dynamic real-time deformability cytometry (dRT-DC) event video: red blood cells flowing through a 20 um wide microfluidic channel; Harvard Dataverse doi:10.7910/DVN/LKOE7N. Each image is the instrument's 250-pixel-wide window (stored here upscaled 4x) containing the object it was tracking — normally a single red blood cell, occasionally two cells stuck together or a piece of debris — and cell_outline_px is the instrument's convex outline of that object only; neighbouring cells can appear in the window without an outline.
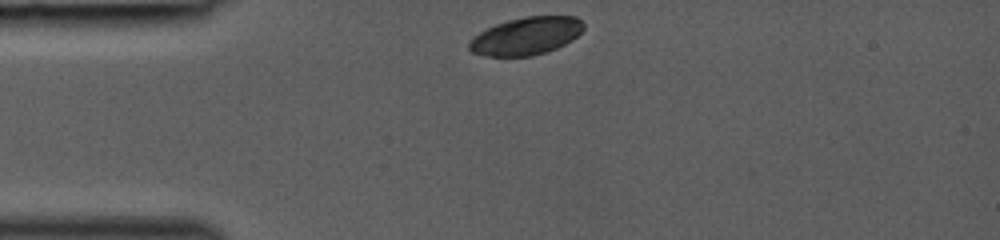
{"species": "common noctule bat (a hibernating species)", "species_latin": "Nyctalus noctula", "temperature_condition": "room temperature", "stored_images_in_passage": 29, "camera_frame_rate_fps": 3000, "um_per_image_px": 0.085, "animal": {"sex": "female", "body_mass_g": 19.0, "forearm_length_mm": 53.3}, "frame": {"image": 1, "passage_image": 1, "time_ms": 0.0, "image_size_px": [1000, 240], "cell_outline_px": [[584, 28], [572, 40], [556, 48], [532, 56], [484, 56], [472, 52], [468, 48], [468, 44], [480, 32], [496, 24], [508, 20], [524, 16], [576, 16], [584, 24]], "centroid_in_image_um": [44.73, 3.06], "position_along_channel_um": 40.3, "area_um2": 24.91}}
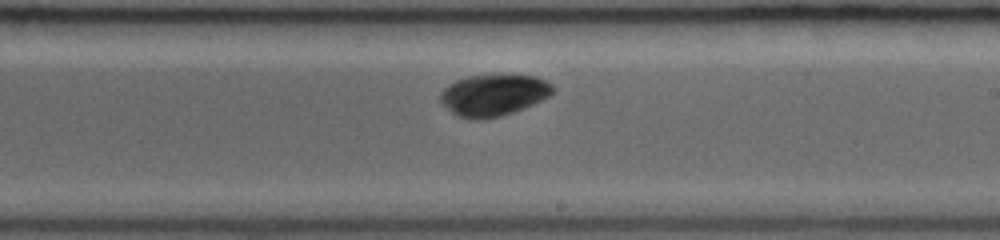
{"frame": {"image": 2, "passage_image": 17, "time_ms": 5.333, "image_size_px": [1000, 240], "cell_outline_px": [[556, 88], [548, 96], [524, 108], [500, 116], [484, 120], [476, 120], [460, 116], [452, 112], [440, 100], [440, 92], [448, 84], [456, 80], [468, 76], [536, 76], [552, 84]], "centroid_in_image_um": [41.94, 8.09], "position_along_channel_um": 247.1, "area_um2": 26.76}}
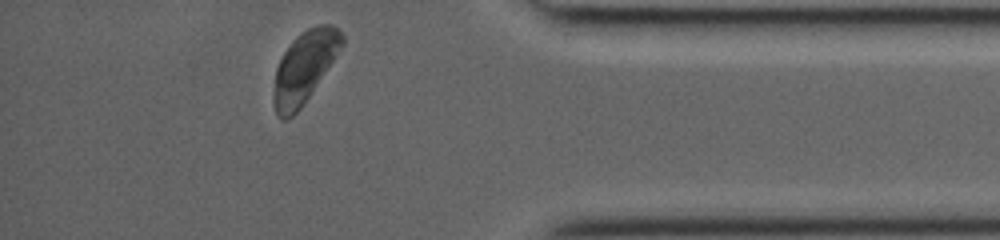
{"frame": {"image": 3, "passage_image": 29, "time_ms": 9.333, "image_size_px": [1000, 240], "cell_outline_px": [[344, 44], [300, 108], [288, 120], [280, 120], [276, 116], [272, 100], [272, 96], [276, 68], [284, 52], [292, 40], [300, 32], [308, 28], [320, 24], [332, 24], [344, 36]], "centroid_in_image_um": [25.83, 5.72], "position_along_channel_um": 409.4, "area_um2": 28.26}}